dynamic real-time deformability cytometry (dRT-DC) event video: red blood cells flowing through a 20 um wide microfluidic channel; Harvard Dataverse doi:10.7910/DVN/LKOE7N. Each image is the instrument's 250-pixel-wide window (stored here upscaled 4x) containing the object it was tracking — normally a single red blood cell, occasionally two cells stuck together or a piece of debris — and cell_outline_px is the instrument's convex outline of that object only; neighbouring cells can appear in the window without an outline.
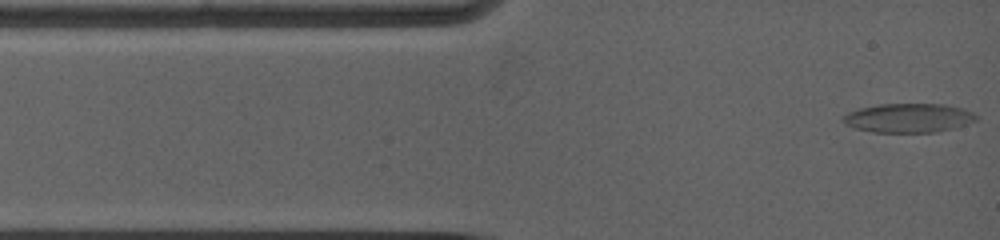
{"species": "common noctule bat (a hibernating species)", "species_latin": "Nyctalus noctula", "temperature_condition": "warm", "stored_images_in_passage": 74, "camera_frame_rate_fps": 5000, "um_per_image_px": 0.085, "animal": {"sex": "female", "body_mass_g": 19.0, "forearm_length_mm": 53.3}, "frame": {"image": 1, "passage_image": 1, "time_ms": 0.0, "image_size_px": [1000, 240], "cell_outline_px": [[976, 116], [972, 120], [948, 128], [932, 132], [876, 132], [856, 128], [848, 124], [844, 120], [844, 116], [852, 112], [864, 108], [880, 104], [936, 104], [956, 108], [968, 112]], "centroid_in_image_um": [77.13, 10.03], "position_along_channel_um": 7.9, "area_um2": 21.04}}
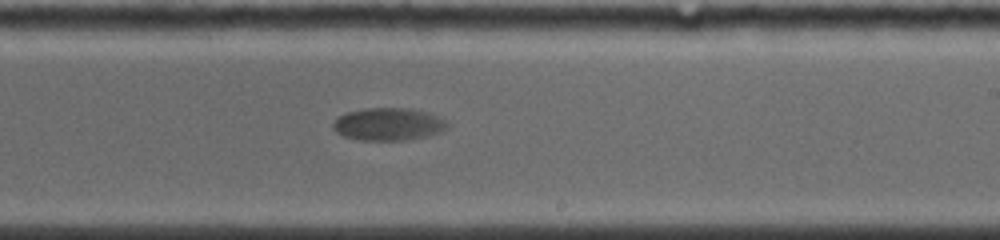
{"frame": {"image": 2, "passage_image": 33, "time_ms": 8.0, "image_size_px": [1000, 240], "cell_outline_px": [[444, 128], [436, 132], [420, 136], [400, 140], [360, 140], [344, 136], [336, 132], [332, 124], [340, 116], [348, 112], [368, 108], [404, 108], [420, 112], [432, 116], [440, 120], [444, 124]], "centroid_in_image_um": [32.83, 10.56], "position_along_channel_um": 256.2, "area_um2": 20.35}}
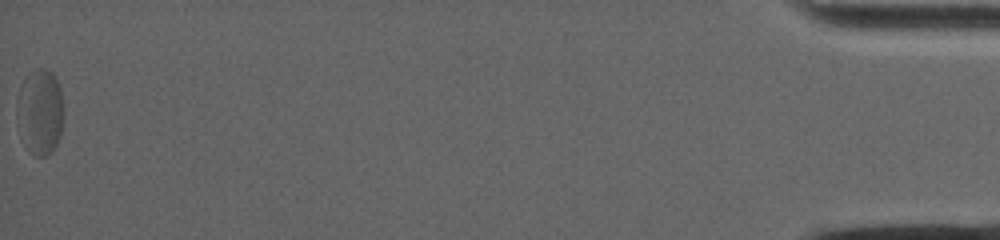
{"frame": {"image": 3, "passage_image": 74, "time_ms": 17.4, "image_size_px": [1000, 240], "cell_outline_px": [[64, 112], [60, 136], [52, 152], [44, 156], [36, 156], [28, 152], [20, 136], [16, 116], [16, 100], [20, 84], [28, 72], [32, 68], [44, 68], [52, 72], [56, 76], [60, 88], [64, 104]], "centroid_in_image_um": [3.38, 9.47], "position_along_channel_um": 431.8, "area_um2": 24.28}, "authors_computed_cell_mechanics": {"area_um2": 20.808, "velocity_mm_per_s": 3.686, "shape_relaxation_time_tau1_ms": 3.7525, "shape_relaxation_time_tau2_ms": null, "deformation_change_tau1": 0.154, "deformation_change_tau2": null}}